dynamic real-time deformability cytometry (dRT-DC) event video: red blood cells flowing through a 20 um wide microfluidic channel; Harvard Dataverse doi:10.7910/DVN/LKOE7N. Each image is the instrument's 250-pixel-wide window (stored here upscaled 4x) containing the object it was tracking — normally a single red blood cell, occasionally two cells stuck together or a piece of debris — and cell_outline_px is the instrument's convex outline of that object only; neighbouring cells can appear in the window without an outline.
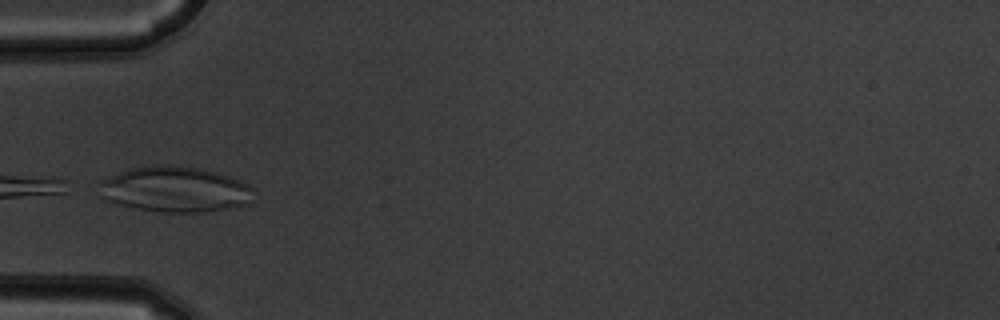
{"species": "common noctule bat (a hibernating species)", "species_latin": "Nyctalus noctula", "temperature_condition": "warm", "stored_images_in_passage": 4, "camera_frame_rate_fps": 3000, "um_per_image_px": 0.085, "animal": {"sex": "male", "body_mass_g": 19.5, "forearm_length_mm": 54.6}, "frame": {"image": 1, "passage_image": 4, "time_ms": 1.0, "image_size_px": [1000, 320], "cell_outline_px": [[252, 188], [248, 204], [204, 212], [160, 212], [136, 208], [120, 204], [108, 200], [100, 196], [96, 184], [96, 180], [132, 168], [152, 164], [168, 164], [200, 168], [216, 172], [240, 180], [248, 184]], "centroid_in_image_um": [14.79, 16.07], "position_along_channel_um": 70.2, "area_um2": 41.21}}